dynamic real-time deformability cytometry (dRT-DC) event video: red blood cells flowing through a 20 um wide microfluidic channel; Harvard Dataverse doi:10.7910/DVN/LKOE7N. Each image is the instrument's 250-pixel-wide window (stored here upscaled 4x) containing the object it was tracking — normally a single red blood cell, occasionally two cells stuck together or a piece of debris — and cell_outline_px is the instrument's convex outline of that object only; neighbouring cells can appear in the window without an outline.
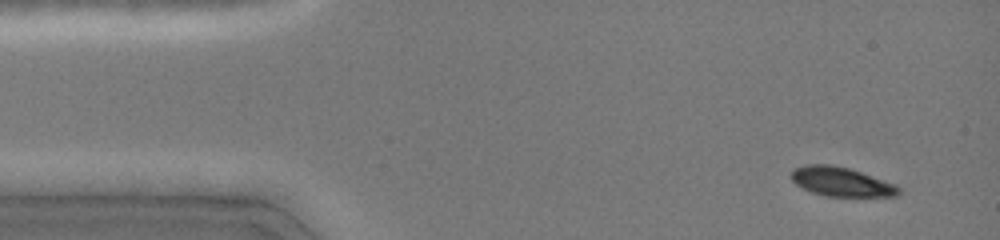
{"species": "common noctule bat (a hibernating species)", "species_latin": "Nyctalus noctula", "temperature_condition": "cold", "stored_images_in_passage": 29, "camera_frame_rate_fps": 3000, "um_per_image_px": 0.085, "animal": {"sex": "female", "body_mass_g": 19.0, "forearm_length_mm": 51.5}, "frame": {"image": 1, "passage_image": 2, "time_ms": 0.667, "image_size_px": [1000, 240], "cell_outline_px": [[900, 192], [896, 196], [824, 196], [812, 192], [796, 184], [792, 180], [792, 172], [796, 168], [804, 164], [832, 164], [848, 168], [896, 184], [900, 188]], "centroid_in_image_um": [71.51, 15.44], "position_along_channel_um": 13.5, "area_um2": 18.09}}
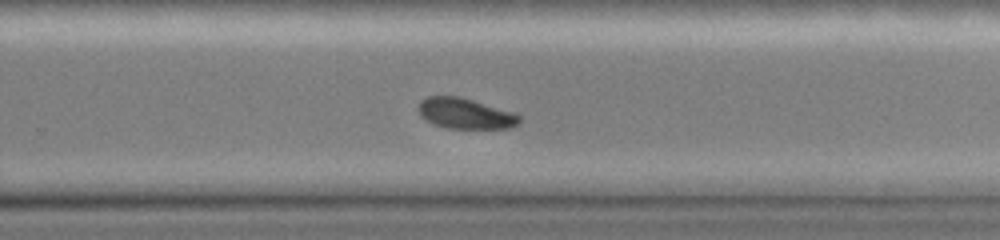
{"frame": {"image": 2, "passage_image": 20, "time_ms": 9.667, "image_size_px": [1000, 240], "cell_outline_px": [[520, 124], [512, 128], [448, 128], [436, 124], [420, 116], [416, 108], [420, 100], [428, 96], [460, 96], [516, 112], [520, 116]], "centroid_in_image_um": [39.58, 9.63], "position_along_channel_um": 290.2, "area_um2": 18.26}}
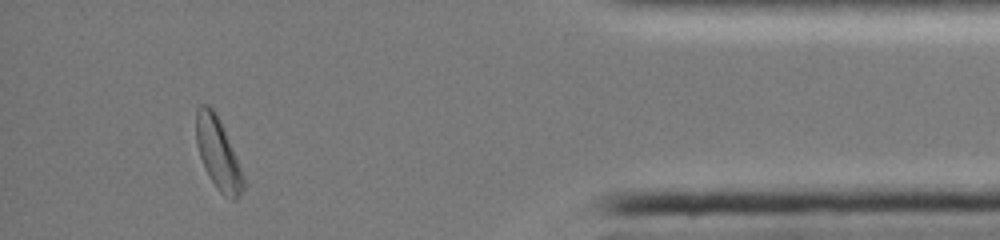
{"frame": {"image": 3, "passage_image": 27, "time_ms": 13.667, "image_size_px": [1000, 240], "cell_outline_px": [[244, 188], [236, 200], [232, 200], [224, 196], [216, 188], [208, 176], [204, 168], [196, 144], [196, 108], [200, 104], [208, 104], [216, 112], [220, 120], [236, 156], [244, 176]], "centroid_in_image_um": [18.52, 13.05], "position_along_channel_um": 416.7, "area_um2": 19.83}, "authors_computed_cell_mechanics": {"area_um2": 19.5364, "velocity_mm_per_s": 4.0818, "shape_relaxation_time_tau1_ms": 1.0683, "shape_relaxation_time_tau2_ms": null, "deformation_change_tau1": 0.1009, "deformation_change_tau2": null}}